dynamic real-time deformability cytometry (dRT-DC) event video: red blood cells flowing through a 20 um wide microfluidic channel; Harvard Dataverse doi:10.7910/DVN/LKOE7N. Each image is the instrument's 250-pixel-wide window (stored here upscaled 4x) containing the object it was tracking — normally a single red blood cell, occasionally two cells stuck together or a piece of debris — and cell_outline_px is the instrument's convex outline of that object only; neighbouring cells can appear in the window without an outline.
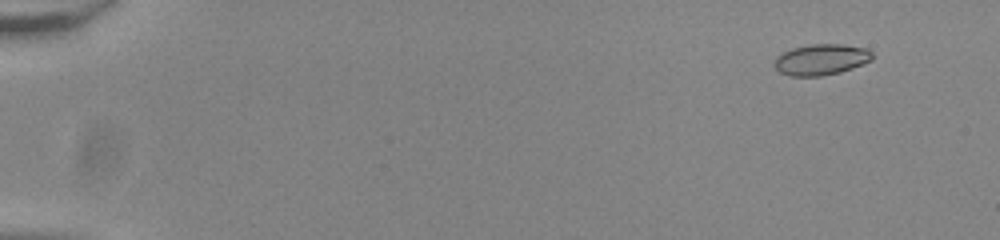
{"species": "common noctule bat (a hibernating species)", "species_latin": "Nyctalus noctula", "temperature_condition": "room temperature", "stored_images_in_passage": 56, "camera_frame_rate_fps": 3000, "um_per_image_px": 0.085, "animal": {"sex": "male", "body_mass_g": 20.0, "forearm_length_mm": 53.3}, "frame": {"image": 1, "passage_image": 6, "time_ms": 1.667, "image_size_px": [1000, 240], "cell_outline_px": [[872, 60], [852, 68], [840, 72], [820, 76], [792, 76], [780, 72], [772, 64], [776, 56], [792, 48], [808, 44], [840, 44], [864, 48], [872, 52]], "centroid_in_image_um": [69.76, 5.06], "position_along_channel_um": 15.2, "area_um2": 17.63}}
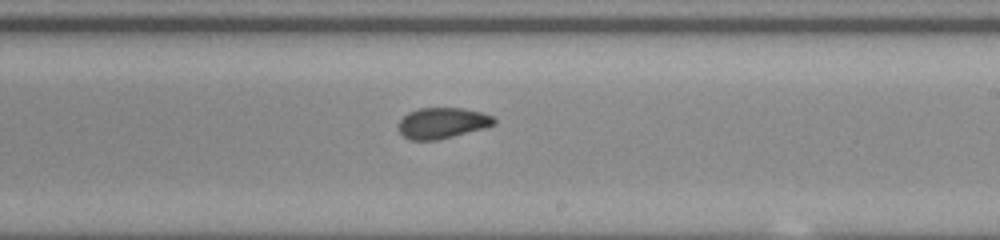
{"frame": {"image": 2, "passage_image": 36, "time_ms": 11.667, "image_size_px": [1000, 240], "cell_outline_px": [[496, 124], [484, 128], [436, 140], [408, 140], [400, 132], [400, 120], [408, 112], [416, 108], [464, 108], [480, 112], [492, 116], [496, 120]], "centroid_in_image_um": [37.6, 10.45], "position_along_channel_um": 251.4, "area_um2": 17.05}}
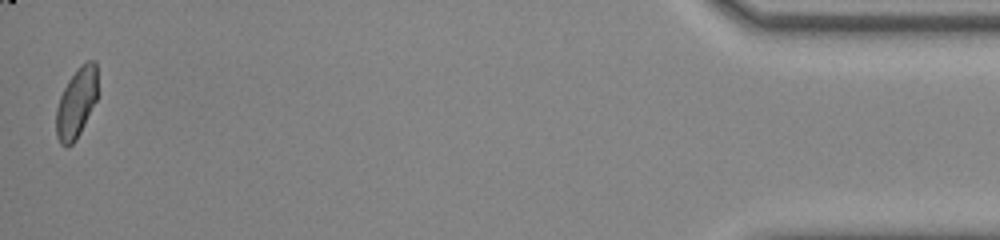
{"frame": {"image": 3, "passage_image": 56, "time_ms": 18.333, "image_size_px": [1000, 240], "cell_outline_px": [[96, 100], [76, 140], [68, 148], [64, 148], [60, 144], [56, 136], [56, 108], [60, 96], [68, 80], [80, 64], [88, 60], [96, 60]], "centroid_in_image_um": [6.46, 8.77], "position_along_channel_um": 428.7, "area_um2": 16.88}, "authors_computed_cell_mechanics": {"area_um2": 17.6579, "velocity_mm_per_s": 3.852, "shape_relaxation_time_tau1_ms": null, "shape_relaxation_time_tau2_ms": 1.1957, "deformation_change_tau1": null, "deformation_change_tau2": 0.058}}